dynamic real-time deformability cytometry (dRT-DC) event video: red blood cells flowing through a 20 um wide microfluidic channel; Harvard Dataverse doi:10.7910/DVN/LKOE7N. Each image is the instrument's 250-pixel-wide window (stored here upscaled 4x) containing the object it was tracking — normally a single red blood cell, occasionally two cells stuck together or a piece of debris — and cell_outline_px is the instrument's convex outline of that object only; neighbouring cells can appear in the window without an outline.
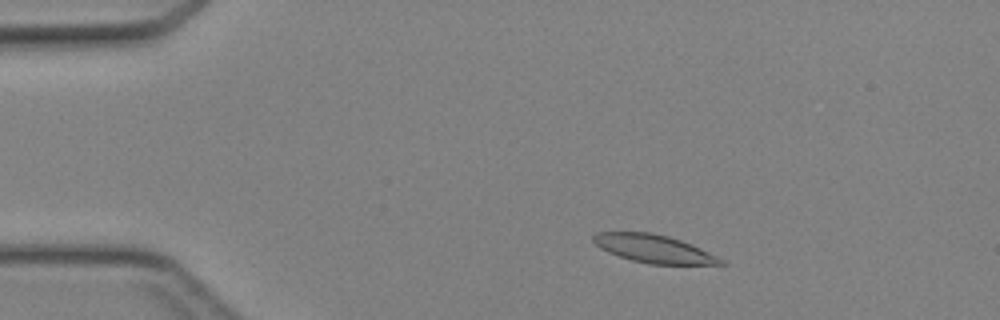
{"species": "Egyptian fruit bat (a non-hibernating species)", "species_latin": "Rousettus aegyptiacus", "temperature_condition": "cold", "stored_images_in_passage": 44, "camera_frame_rate_fps": 3000, "um_per_image_px": 0.085, "animal": {"sex": "female"}, "frame": {"image": 1, "passage_image": 6, "time_ms": 1.667, "image_size_px": [1000, 320], "cell_outline_px": [[728, 264], [648, 264], [632, 260], [608, 252], [600, 248], [592, 240], [592, 236], [596, 232], [652, 232], [668, 236], [692, 244], [724, 260]], "centroid_in_image_um": [55.55, 21.13], "position_along_channel_um": 29.4, "area_um2": 20.69}}
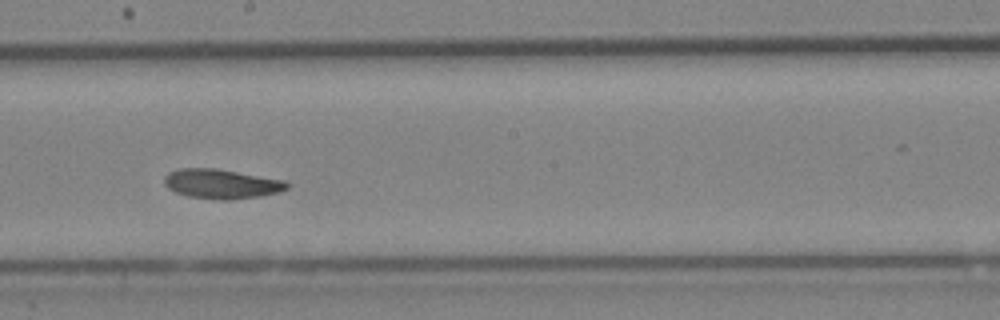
{"frame": {"image": 2, "passage_image": 24, "time_ms": 7.667, "image_size_px": [1000, 320], "cell_outline_px": [[288, 188], [276, 192], [260, 196], [228, 200], [220, 200], [188, 196], [176, 192], [168, 188], [164, 184], [164, 176], [168, 172], [180, 168], [216, 168], [284, 180], [288, 184]], "centroid_in_image_um": [18.78, 15.62], "position_along_channel_um": 229.4, "area_um2": 20.98}}
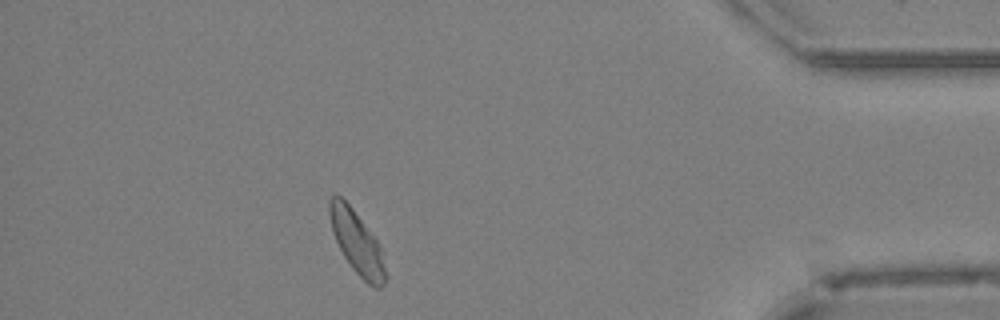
{"frame": {"image": 3, "passage_image": 39, "time_ms": 12.667, "image_size_px": [1000, 320], "cell_outline_px": [[388, 276], [384, 284], [380, 288], [376, 288], [368, 284], [352, 268], [344, 256], [336, 240], [332, 228], [328, 212], [328, 200], [332, 196], [340, 196], [352, 208], [376, 240], [380, 248]], "centroid_in_image_um": [30.34, 20.64], "position_along_channel_um": 404.9, "area_um2": 20.11}}